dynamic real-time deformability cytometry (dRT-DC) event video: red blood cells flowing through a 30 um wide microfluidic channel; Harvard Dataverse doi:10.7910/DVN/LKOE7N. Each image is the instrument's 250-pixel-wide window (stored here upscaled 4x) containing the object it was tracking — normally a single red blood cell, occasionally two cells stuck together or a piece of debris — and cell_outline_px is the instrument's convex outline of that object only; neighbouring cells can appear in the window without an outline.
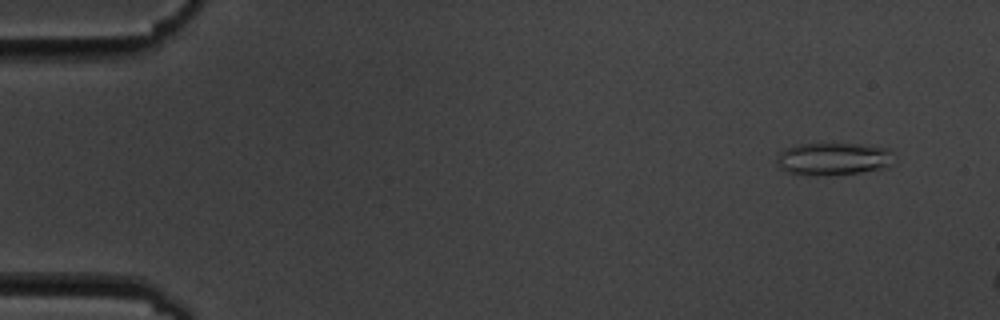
{"species": "common noctule bat (a hibernating species)", "species_latin": "Nyctalus noctula", "temperature_condition": "cold", "stored_images_in_passage": 3, "camera_frame_rate_fps": 3000, "um_per_image_px": 0.085, "animal": {"sex": "male", "body_mass_g": 19.5, "forearm_length_mm": 54.6}, "frame": {"image": 1, "passage_image": 1, "time_ms": 0.0, "image_size_px": [1000, 320], "cell_outline_px": [[892, 152], [888, 168], [860, 172], [788, 172], [780, 168], [776, 160], [780, 152], [784, 148], [796, 144], [824, 140], [860, 144], [888, 148]], "centroid_in_image_um": [70.83, 13.38], "position_along_channel_um": 14.2, "area_um2": 22.02}}